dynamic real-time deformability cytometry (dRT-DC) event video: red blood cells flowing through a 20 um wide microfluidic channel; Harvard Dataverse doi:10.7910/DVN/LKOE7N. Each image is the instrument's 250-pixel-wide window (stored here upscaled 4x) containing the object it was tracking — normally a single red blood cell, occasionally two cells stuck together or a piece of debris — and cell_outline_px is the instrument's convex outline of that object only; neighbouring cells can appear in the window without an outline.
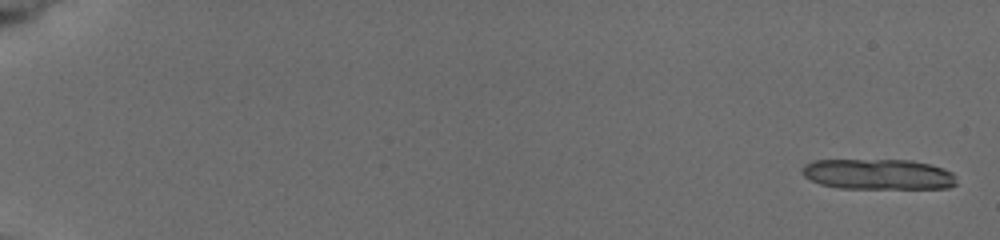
{"species": "common noctule bat (a hibernating species)", "species_latin": "Nyctalus noctula", "temperature_condition": "cold", "stored_images_in_passage": 9, "segment_of_instrument_passage": [1, 2], "camera_frame_rate_fps": 3000, "um_per_image_px": 0.085, "animal": {"sex": "female", "body_mass_g": 19.5, "forearm_length_mm": 54.1}, "frame": {"image": 1, "passage_image": 1, "time_ms": 0.0, "image_size_px": [1000, 240], "cell_outline_px": [[956, 184], [948, 188], [840, 188], [820, 184], [804, 176], [800, 172], [800, 168], [804, 164], [812, 160], [912, 160], [944, 168], [952, 172], [956, 176]], "centroid_in_image_um": [74.62, 14.81], "position_along_channel_um": 10.4, "area_um2": 27.63}}
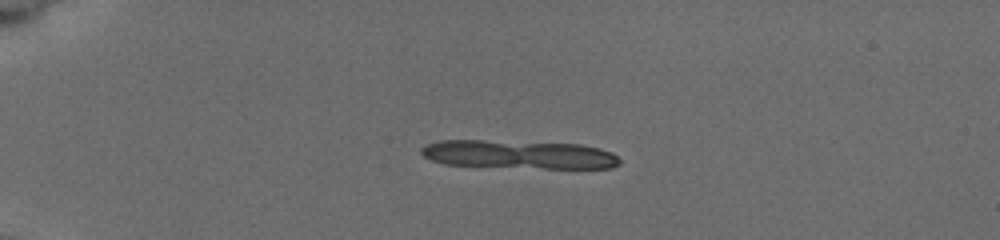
{"frame": {"image": 2, "passage_image": 5, "time_ms": 4.333, "image_size_px": [1000, 240], "cell_outline_px": [[620, 164], [612, 168], [544, 168], [444, 164], [432, 160], [424, 156], [420, 152], [420, 148], [428, 144], [440, 140], [480, 140], [580, 144], [600, 148], [612, 152], [620, 160]], "centroid_in_image_um": [44.12, 13.12], "position_along_channel_um": 40.9, "area_um2": 32.77}}